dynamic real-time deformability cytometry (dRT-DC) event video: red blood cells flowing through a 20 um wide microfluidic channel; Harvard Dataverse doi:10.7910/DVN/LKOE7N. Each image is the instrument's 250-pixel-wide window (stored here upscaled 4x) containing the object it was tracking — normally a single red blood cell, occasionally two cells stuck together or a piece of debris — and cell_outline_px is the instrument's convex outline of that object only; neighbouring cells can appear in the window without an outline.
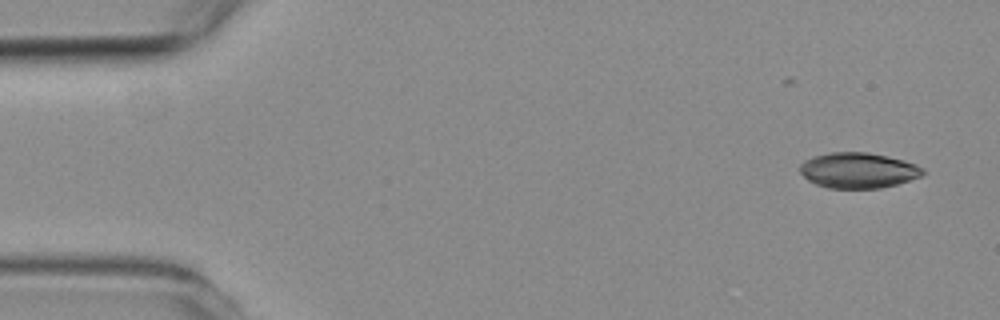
{"species": "common noctule bat (a hibernating species)", "species_latin": "Nyctalus noctula", "temperature_condition": "room temperature", "stored_images_in_passage": 6, "camera_frame_rate_fps": 3000, "um_per_image_px": 0.085, "animal": {"sex": "female", "body_mass_g": 19.3, "forearm_length_mm": 54.1}, "frame": {"image": 1, "passage_image": 1, "time_ms": 0.0, "image_size_px": [1000, 320], "cell_outline_px": [[924, 172], [920, 176], [896, 184], [880, 188], [828, 188], [816, 184], [808, 180], [800, 172], [800, 164], [804, 160], [812, 156], [828, 152], [868, 152], [888, 156], [904, 160], [916, 164], [924, 168]], "centroid_in_image_um": [72.92, 14.47], "position_along_channel_um": 12.1, "area_um2": 25.49}}
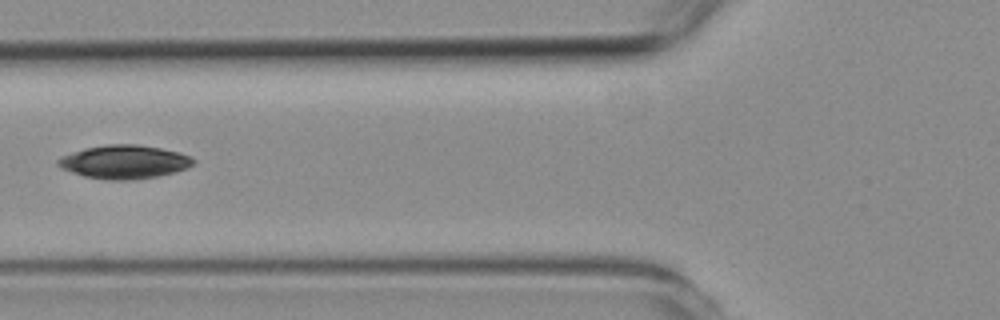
{"frame": {"image": 2, "passage_image": 5, "time_ms": 5.667, "image_size_px": [1000, 320], "cell_outline_px": [[196, 164], [188, 168], [176, 172], [136, 180], [108, 180], [84, 176], [60, 168], [56, 164], [56, 160], [60, 156], [84, 148], [108, 144], [136, 144], [160, 148], [180, 152], [196, 160]], "centroid_in_image_um": [10.56, 13.76], "position_along_channel_um": 115.2, "area_um2": 26.7}}
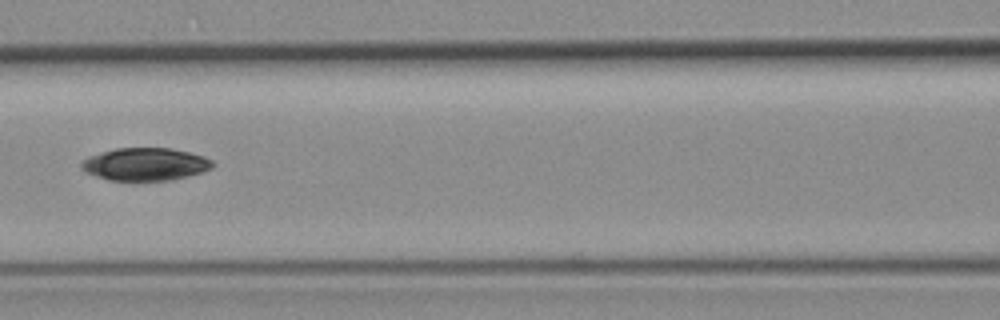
{"frame": {"image": 3, "passage_image": 6, "time_ms": 6.667, "image_size_px": [1000, 320], "cell_outline_px": [[216, 164], [212, 168], [188, 176], [172, 180], [108, 180], [84, 172], [80, 168], [80, 164], [88, 156], [100, 152], [116, 148], [168, 148], [188, 152], [204, 156], [212, 160]], "centroid_in_image_um": [12.33, 13.95], "position_along_channel_um": 154.3, "area_um2": 25.03}}